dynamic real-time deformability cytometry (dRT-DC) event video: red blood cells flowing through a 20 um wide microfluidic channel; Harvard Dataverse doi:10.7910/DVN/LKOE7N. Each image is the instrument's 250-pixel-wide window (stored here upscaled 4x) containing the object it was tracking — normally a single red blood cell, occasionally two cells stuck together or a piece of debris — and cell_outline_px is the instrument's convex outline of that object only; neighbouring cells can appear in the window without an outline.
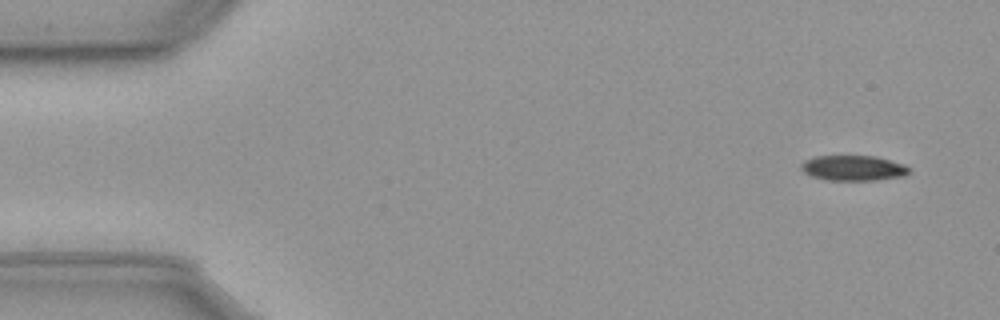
{"species": "common noctule bat (a hibernating species)", "species_latin": "Nyctalus noctula", "temperature_condition": "cold", "stored_images_in_passage": 54, "camera_frame_rate_fps": 3000, "um_per_image_px": 0.085, "animal": {"sex": "male", "body_mass_g": 23.1, "forearm_length_mm": 52.7}, "frame": {"image": 1, "passage_image": 1, "time_ms": 0.0, "image_size_px": [1000, 320], "cell_outline_px": [[912, 172], [904, 176], [876, 180], [828, 180], [812, 176], [804, 172], [800, 168], [800, 164], [804, 160], [812, 156], [876, 156], [904, 164]], "centroid_in_image_um": [72.52, 14.28], "position_along_channel_um": 12.5, "area_um2": 16.01}}
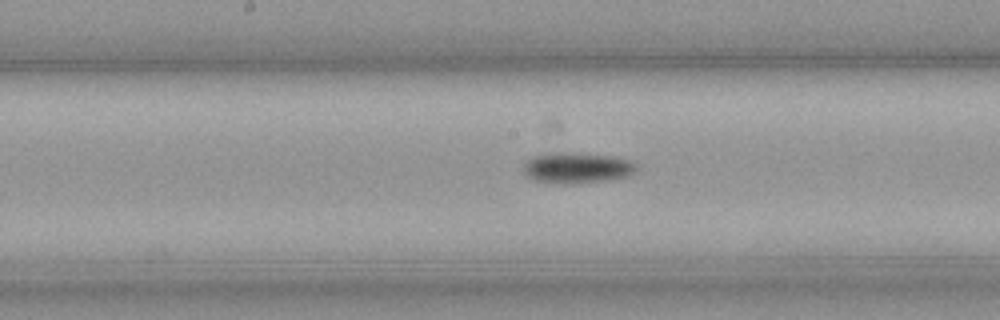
{"frame": {"image": 2, "passage_image": 26, "time_ms": 8.333, "image_size_px": [1000, 320], "cell_outline_px": [[636, 172], [628, 176], [612, 180], [576, 184], [572, 184], [532, 180], [524, 172], [524, 164], [528, 160], [544, 152], [564, 152], [612, 156], [628, 160], [636, 164]], "centroid_in_image_um": [49.06, 14.27], "position_along_channel_um": 199.1, "area_um2": 20.35}}
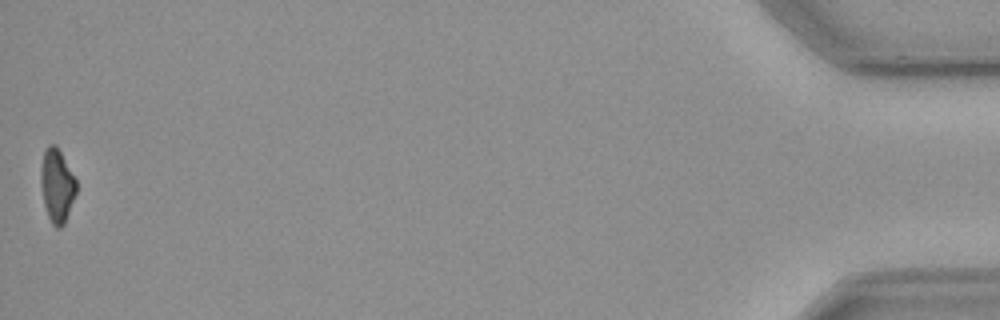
{"frame": {"image": 3, "passage_image": 54, "time_ms": 17.667, "image_size_px": [1000, 320], "cell_outline_px": [[76, 192], [64, 224], [60, 228], [56, 228], [52, 224], [48, 216], [44, 204], [40, 184], [40, 172], [44, 152], [48, 144], [56, 144], [76, 180]], "centroid_in_image_um": [4.82, 15.77], "position_along_channel_um": 430.4, "area_um2": 15.03}, "authors_computed_cell_mechanics": {"area_um2": 17.4267, "velocity_mm_per_s": 3.6117, "shape_relaxation_time_tau1_ms": 2.7526, "shape_relaxation_time_tau2_ms": null, "deformation_change_tau1": 0.0894, "deformation_change_tau2": null}}